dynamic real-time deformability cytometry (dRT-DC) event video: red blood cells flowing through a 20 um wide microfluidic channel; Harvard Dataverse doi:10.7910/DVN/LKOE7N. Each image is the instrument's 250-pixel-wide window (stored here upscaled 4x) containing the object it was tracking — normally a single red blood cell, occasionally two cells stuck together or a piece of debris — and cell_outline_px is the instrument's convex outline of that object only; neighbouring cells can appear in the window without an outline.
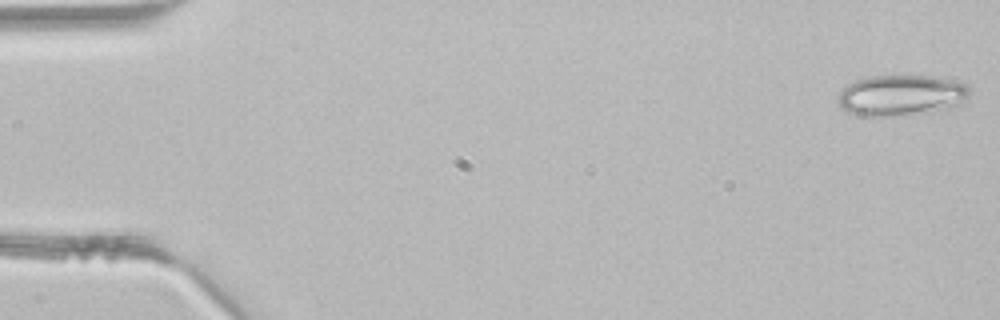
{"species": "common noctule bat (a hibernating species)", "species_latin": "Nyctalus noctula", "temperature_condition": "room temperature", "stored_images_in_passage": 4, "camera_frame_rate_fps": 3000, "um_per_image_px": 0.085, "animal": {"sex": "male", "body_mass_g": 21.5, "forearm_length_mm": 52.0}, "frame": {"image": 1, "passage_image": 1, "time_ms": 0.0, "image_size_px": [1000, 320], "cell_outline_px": [[968, 96], [956, 104], [932, 112], [904, 116], [860, 116], [848, 112], [836, 100], [840, 92], [848, 84], [856, 80], [868, 76], [908, 72], [932, 76], [952, 80], [968, 84]], "centroid_in_image_um": [76.56, 8.05], "position_along_channel_um": 8.4, "area_um2": 32.08}}